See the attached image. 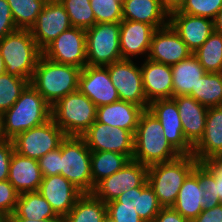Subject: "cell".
<instances>
[{"instance_id": "1f68e13d", "label": "cell", "mask_w": 222, "mask_h": 222, "mask_svg": "<svg viewBox=\"0 0 222 222\" xmlns=\"http://www.w3.org/2000/svg\"><path fill=\"white\" fill-rule=\"evenodd\" d=\"M192 173L198 178L203 194V210L222 203V175H215L203 162L197 163Z\"/></svg>"}, {"instance_id": "ba28073f", "label": "cell", "mask_w": 222, "mask_h": 222, "mask_svg": "<svg viewBox=\"0 0 222 222\" xmlns=\"http://www.w3.org/2000/svg\"><path fill=\"white\" fill-rule=\"evenodd\" d=\"M120 22L96 23L86 29L88 66H107L122 59L120 52Z\"/></svg>"}, {"instance_id": "4fadbf2b", "label": "cell", "mask_w": 222, "mask_h": 222, "mask_svg": "<svg viewBox=\"0 0 222 222\" xmlns=\"http://www.w3.org/2000/svg\"><path fill=\"white\" fill-rule=\"evenodd\" d=\"M82 137L90 151L118 152L133 158L134 134L128 130L95 121Z\"/></svg>"}, {"instance_id": "8992f818", "label": "cell", "mask_w": 222, "mask_h": 222, "mask_svg": "<svg viewBox=\"0 0 222 222\" xmlns=\"http://www.w3.org/2000/svg\"><path fill=\"white\" fill-rule=\"evenodd\" d=\"M96 105L79 90L51 107V117L66 136H82L96 121Z\"/></svg>"}, {"instance_id": "83f0119b", "label": "cell", "mask_w": 222, "mask_h": 222, "mask_svg": "<svg viewBox=\"0 0 222 222\" xmlns=\"http://www.w3.org/2000/svg\"><path fill=\"white\" fill-rule=\"evenodd\" d=\"M203 194L198 178L191 172L184 180L172 207L191 222L203 211Z\"/></svg>"}, {"instance_id": "836d02e7", "label": "cell", "mask_w": 222, "mask_h": 222, "mask_svg": "<svg viewBox=\"0 0 222 222\" xmlns=\"http://www.w3.org/2000/svg\"><path fill=\"white\" fill-rule=\"evenodd\" d=\"M193 55L198 59L206 72H222V34L213 32Z\"/></svg>"}, {"instance_id": "f35d334b", "label": "cell", "mask_w": 222, "mask_h": 222, "mask_svg": "<svg viewBox=\"0 0 222 222\" xmlns=\"http://www.w3.org/2000/svg\"><path fill=\"white\" fill-rule=\"evenodd\" d=\"M96 23H117L123 20L122 0H90Z\"/></svg>"}, {"instance_id": "ffe728a7", "label": "cell", "mask_w": 222, "mask_h": 222, "mask_svg": "<svg viewBox=\"0 0 222 222\" xmlns=\"http://www.w3.org/2000/svg\"><path fill=\"white\" fill-rule=\"evenodd\" d=\"M143 90L150 103L173 98L172 69L170 65L146 59L141 65Z\"/></svg>"}, {"instance_id": "4316f807", "label": "cell", "mask_w": 222, "mask_h": 222, "mask_svg": "<svg viewBox=\"0 0 222 222\" xmlns=\"http://www.w3.org/2000/svg\"><path fill=\"white\" fill-rule=\"evenodd\" d=\"M173 97L190 95L199 79L206 73L198 59L192 54L189 58L171 66Z\"/></svg>"}, {"instance_id": "484cf974", "label": "cell", "mask_w": 222, "mask_h": 222, "mask_svg": "<svg viewBox=\"0 0 222 222\" xmlns=\"http://www.w3.org/2000/svg\"><path fill=\"white\" fill-rule=\"evenodd\" d=\"M42 180L43 175L38 160L22 156L14 151L9 164L8 181L15 190L19 194L38 191Z\"/></svg>"}, {"instance_id": "d6a6232c", "label": "cell", "mask_w": 222, "mask_h": 222, "mask_svg": "<svg viewBox=\"0 0 222 222\" xmlns=\"http://www.w3.org/2000/svg\"><path fill=\"white\" fill-rule=\"evenodd\" d=\"M190 97L206 107L222 105V72H206L200 79Z\"/></svg>"}, {"instance_id": "f1b7e54d", "label": "cell", "mask_w": 222, "mask_h": 222, "mask_svg": "<svg viewBox=\"0 0 222 222\" xmlns=\"http://www.w3.org/2000/svg\"><path fill=\"white\" fill-rule=\"evenodd\" d=\"M59 217L38 191L19 194L15 212L9 218H24L40 221Z\"/></svg>"}, {"instance_id": "603a6c76", "label": "cell", "mask_w": 222, "mask_h": 222, "mask_svg": "<svg viewBox=\"0 0 222 222\" xmlns=\"http://www.w3.org/2000/svg\"><path fill=\"white\" fill-rule=\"evenodd\" d=\"M222 154V105L208 107L206 125L202 138L193 147L198 163Z\"/></svg>"}, {"instance_id": "f5cc1de1", "label": "cell", "mask_w": 222, "mask_h": 222, "mask_svg": "<svg viewBox=\"0 0 222 222\" xmlns=\"http://www.w3.org/2000/svg\"><path fill=\"white\" fill-rule=\"evenodd\" d=\"M184 0H164V4L169 10L178 8Z\"/></svg>"}, {"instance_id": "9a60e30c", "label": "cell", "mask_w": 222, "mask_h": 222, "mask_svg": "<svg viewBox=\"0 0 222 222\" xmlns=\"http://www.w3.org/2000/svg\"><path fill=\"white\" fill-rule=\"evenodd\" d=\"M147 109L160 121L170 145L180 155H192L193 147L185 139L176 102L172 98L158 99L150 102Z\"/></svg>"}, {"instance_id": "681fc988", "label": "cell", "mask_w": 222, "mask_h": 222, "mask_svg": "<svg viewBox=\"0 0 222 222\" xmlns=\"http://www.w3.org/2000/svg\"><path fill=\"white\" fill-rule=\"evenodd\" d=\"M215 175H222V154L203 162Z\"/></svg>"}, {"instance_id": "d6986e66", "label": "cell", "mask_w": 222, "mask_h": 222, "mask_svg": "<svg viewBox=\"0 0 222 222\" xmlns=\"http://www.w3.org/2000/svg\"><path fill=\"white\" fill-rule=\"evenodd\" d=\"M38 192L58 216L65 217L83 194L61 174L43 177Z\"/></svg>"}, {"instance_id": "9c48e42d", "label": "cell", "mask_w": 222, "mask_h": 222, "mask_svg": "<svg viewBox=\"0 0 222 222\" xmlns=\"http://www.w3.org/2000/svg\"><path fill=\"white\" fill-rule=\"evenodd\" d=\"M65 133L51 118L46 123L18 134L12 139L14 151L18 154L39 160L45 154L60 147Z\"/></svg>"}, {"instance_id": "d4e9b609", "label": "cell", "mask_w": 222, "mask_h": 222, "mask_svg": "<svg viewBox=\"0 0 222 222\" xmlns=\"http://www.w3.org/2000/svg\"><path fill=\"white\" fill-rule=\"evenodd\" d=\"M145 109L127 101H117L97 107L96 122L119 127L135 134L141 114Z\"/></svg>"}, {"instance_id": "b9f144b4", "label": "cell", "mask_w": 222, "mask_h": 222, "mask_svg": "<svg viewBox=\"0 0 222 222\" xmlns=\"http://www.w3.org/2000/svg\"><path fill=\"white\" fill-rule=\"evenodd\" d=\"M19 193L8 181H0V212L9 217L15 212Z\"/></svg>"}, {"instance_id": "f6af8a7d", "label": "cell", "mask_w": 222, "mask_h": 222, "mask_svg": "<svg viewBox=\"0 0 222 222\" xmlns=\"http://www.w3.org/2000/svg\"><path fill=\"white\" fill-rule=\"evenodd\" d=\"M14 152L12 140H5L0 143V181L8 180L9 164Z\"/></svg>"}, {"instance_id": "277c9868", "label": "cell", "mask_w": 222, "mask_h": 222, "mask_svg": "<svg viewBox=\"0 0 222 222\" xmlns=\"http://www.w3.org/2000/svg\"><path fill=\"white\" fill-rule=\"evenodd\" d=\"M197 163L193 155H180L174 160L148 167L147 182L162 207L175 204L184 180Z\"/></svg>"}, {"instance_id": "74e56055", "label": "cell", "mask_w": 222, "mask_h": 222, "mask_svg": "<svg viewBox=\"0 0 222 222\" xmlns=\"http://www.w3.org/2000/svg\"><path fill=\"white\" fill-rule=\"evenodd\" d=\"M135 209L143 222H152L162 209L157 196L148 183L141 187V193H137Z\"/></svg>"}, {"instance_id": "816d5d0a", "label": "cell", "mask_w": 222, "mask_h": 222, "mask_svg": "<svg viewBox=\"0 0 222 222\" xmlns=\"http://www.w3.org/2000/svg\"><path fill=\"white\" fill-rule=\"evenodd\" d=\"M214 31L222 34V8L218 11L213 19Z\"/></svg>"}, {"instance_id": "c3c4849f", "label": "cell", "mask_w": 222, "mask_h": 222, "mask_svg": "<svg viewBox=\"0 0 222 222\" xmlns=\"http://www.w3.org/2000/svg\"><path fill=\"white\" fill-rule=\"evenodd\" d=\"M137 193H141V187L132 188L127 192H123L116 201L136 208Z\"/></svg>"}, {"instance_id": "5bb4252c", "label": "cell", "mask_w": 222, "mask_h": 222, "mask_svg": "<svg viewBox=\"0 0 222 222\" xmlns=\"http://www.w3.org/2000/svg\"><path fill=\"white\" fill-rule=\"evenodd\" d=\"M71 27L68 14L60 1L48 0L30 31L38 48L43 51L58 35Z\"/></svg>"}, {"instance_id": "7bdbcfd3", "label": "cell", "mask_w": 222, "mask_h": 222, "mask_svg": "<svg viewBox=\"0 0 222 222\" xmlns=\"http://www.w3.org/2000/svg\"><path fill=\"white\" fill-rule=\"evenodd\" d=\"M43 177L61 174V144L38 160Z\"/></svg>"}, {"instance_id": "e575fe53", "label": "cell", "mask_w": 222, "mask_h": 222, "mask_svg": "<svg viewBox=\"0 0 222 222\" xmlns=\"http://www.w3.org/2000/svg\"><path fill=\"white\" fill-rule=\"evenodd\" d=\"M48 0H7L17 29L30 30Z\"/></svg>"}, {"instance_id": "ac0fdd59", "label": "cell", "mask_w": 222, "mask_h": 222, "mask_svg": "<svg viewBox=\"0 0 222 222\" xmlns=\"http://www.w3.org/2000/svg\"><path fill=\"white\" fill-rule=\"evenodd\" d=\"M168 23L178 33L192 53L200 48L214 32L212 19L184 14L177 8L170 10Z\"/></svg>"}, {"instance_id": "f907efd6", "label": "cell", "mask_w": 222, "mask_h": 222, "mask_svg": "<svg viewBox=\"0 0 222 222\" xmlns=\"http://www.w3.org/2000/svg\"><path fill=\"white\" fill-rule=\"evenodd\" d=\"M9 222H64V217L62 216L52 217V218L44 219L40 221L29 220V219H24V218H9Z\"/></svg>"}, {"instance_id": "f546056e", "label": "cell", "mask_w": 222, "mask_h": 222, "mask_svg": "<svg viewBox=\"0 0 222 222\" xmlns=\"http://www.w3.org/2000/svg\"><path fill=\"white\" fill-rule=\"evenodd\" d=\"M106 217V203L92 193H83L64 217V222H103Z\"/></svg>"}, {"instance_id": "cb8c5ba5", "label": "cell", "mask_w": 222, "mask_h": 222, "mask_svg": "<svg viewBox=\"0 0 222 222\" xmlns=\"http://www.w3.org/2000/svg\"><path fill=\"white\" fill-rule=\"evenodd\" d=\"M123 19L143 22L156 29L169 22L170 10L164 0H122Z\"/></svg>"}, {"instance_id": "11a10c76", "label": "cell", "mask_w": 222, "mask_h": 222, "mask_svg": "<svg viewBox=\"0 0 222 222\" xmlns=\"http://www.w3.org/2000/svg\"><path fill=\"white\" fill-rule=\"evenodd\" d=\"M4 73H5V64H4V59L0 53V75H2Z\"/></svg>"}, {"instance_id": "ee69618b", "label": "cell", "mask_w": 222, "mask_h": 222, "mask_svg": "<svg viewBox=\"0 0 222 222\" xmlns=\"http://www.w3.org/2000/svg\"><path fill=\"white\" fill-rule=\"evenodd\" d=\"M17 29L7 0H0V40Z\"/></svg>"}, {"instance_id": "7c38bea8", "label": "cell", "mask_w": 222, "mask_h": 222, "mask_svg": "<svg viewBox=\"0 0 222 222\" xmlns=\"http://www.w3.org/2000/svg\"><path fill=\"white\" fill-rule=\"evenodd\" d=\"M106 67L120 100L134 103L146 110L149 103L143 90L141 68L128 59H121Z\"/></svg>"}, {"instance_id": "e0dca14e", "label": "cell", "mask_w": 222, "mask_h": 222, "mask_svg": "<svg viewBox=\"0 0 222 222\" xmlns=\"http://www.w3.org/2000/svg\"><path fill=\"white\" fill-rule=\"evenodd\" d=\"M78 90L86 95L96 107L120 100L106 66L86 65L82 69L79 77Z\"/></svg>"}, {"instance_id": "db71d44e", "label": "cell", "mask_w": 222, "mask_h": 222, "mask_svg": "<svg viewBox=\"0 0 222 222\" xmlns=\"http://www.w3.org/2000/svg\"><path fill=\"white\" fill-rule=\"evenodd\" d=\"M8 140L4 133L3 113L0 112V143Z\"/></svg>"}, {"instance_id": "8fae6325", "label": "cell", "mask_w": 222, "mask_h": 222, "mask_svg": "<svg viewBox=\"0 0 222 222\" xmlns=\"http://www.w3.org/2000/svg\"><path fill=\"white\" fill-rule=\"evenodd\" d=\"M147 174L146 165L130 160L122 169L99 181L94 186L92 194L104 203H108L116 200L123 192L144 186L148 183Z\"/></svg>"}, {"instance_id": "52a82bcc", "label": "cell", "mask_w": 222, "mask_h": 222, "mask_svg": "<svg viewBox=\"0 0 222 222\" xmlns=\"http://www.w3.org/2000/svg\"><path fill=\"white\" fill-rule=\"evenodd\" d=\"M91 151L82 136H66L61 142V175L82 193H92Z\"/></svg>"}, {"instance_id": "8d00e7d4", "label": "cell", "mask_w": 222, "mask_h": 222, "mask_svg": "<svg viewBox=\"0 0 222 222\" xmlns=\"http://www.w3.org/2000/svg\"><path fill=\"white\" fill-rule=\"evenodd\" d=\"M68 14L72 27L88 29L96 24L90 0H59Z\"/></svg>"}, {"instance_id": "44dd1931", "label": "cell", "mask_w": 222, "mask_h": 222, "mask_svg": "<svg viewBox=\"0 0 222 222\" xmlns=\"http://www.w3.org/2000/svg\"><path fill=\"white\" fill-rule=\"evenodd\" d=\"M156 28L132 20L120 22V52L122 59L131 60V56L149 53L151 40Z\"/></svg>"}, {"instance_id": "7dc6e473", "label": "cell", "mask_w": 222, "mask_h": 222, "mask_svg": "<svg viewBox=\"0 0 222 222\" xmlns=\"http://www.w3.org/2000/svg\"><path fill=\"white\" fill-rule=\"evenodd\" d=\"M191 222H222V203L211 209L203 210Z\"/></svg>"}, {"instance_id": "2e32d148", "label": "cell", "mask_w": 222, "mask_h": 222, "mask_svg": "<svg viewBox=\"0 0 222 222\" xmlns=\"http://www.w3.org/2000/svg\"><path fill=\"white\" fill-rule=\"evenodd\" d=\"M192 54V51L168 23L154 32L147 58L172 66L189 58Z\"/></svg>"}, {"instance_id": "7a4b0ae2", "label": "cell", "mask_w": 222, "mask_h": 222, "mask_svg": "<svg viewBox=\"0 0 222 222\" xmlns=\"http://www.w3.org/2000/svg\"><path fill=\"white\" fill-rule=\"evenodd\" d=\"M81 71L78 67L59 64L41 55L30 84L52 107L63 97L78 90Z\"/></svg>"}, {"instance_id": "7402d4cb", "label": "cell", "mask_w": 222, "mask_h": 222, "mask_svg": "<svg viewBox=\"0 0 222 222\" xmlns=\"http://www.w3.org/2000/svg\"><path fill=\"white\" fill-rule=\"evenodd\" d=\"M172 99L176 102L179 110L185 139L194 147L204 134L208 107L188 95Z\"/></svg>"}, {"instance_id": "5b68a950", "label": "cell", "mask_w": 222, "mask_h": 222, "mask_svg": "<svg viewBox=\"0 0 222 222\" xmlns=\"http://www.w3.org/2000/svg\"><path fill=\"white\" fill-rule=\"evenodd\" d=\"M5 73L31 81L42 51L30 30L18 29L0 40Z\"/></svg>"}, {"instance_id": "30bf717a", "label": "cell", "mask_w": 222, "mask_h": 222, "mask_svg": "<svg viewBox=\"0 0 222 222\" xmlns=\"http://www.w3.org/2000/svg\"><path fill=\"white\" fill-rule=\"evenodd\" d=\"M47 59L83 69L87 65L86 29L71 27L62 32L43 51Z\"/></svg>"}, {"instance_id": "6f0895ef", "label": "cell", "mask_w": 222, "mask_h": 222, "mask_svg": "<svg viewBox=\"0 0 222 222\" xmlns=\"http://www.w3.org/2000/svg\"><path fill=\"white\" fill-rule=\"evenodd\" d=\"M103 222H113V221L109 219L108 217H106Z\"/></svg>"}, {"instance_id": "4dcf8cb0", "label": "cell", "mask_w": 222, "mask_h": 222, "mask_svg": "<svg viewBox=\"0 0 222 222\" xmlns=\"http://www.w3.org/2000/svg\"><path fill=\"white\" fill-rule=\"evenodd\" d=\"M130 160L118 152L91 151L92 191L99 181L122 169Z\"/></svg>"}, {"instance_id": "bcb514c9", "label": "cell", "mask_w": 222, "mask_h": 222, "mask_svg": "<svg viewBox=\"0 0 222 222\" xmlns=\"http://www.w3.org/2000/svg\"><path fill=\"white\" fill-rule=\"evenodd\" d=\"M152 222H189L173 207H162Z\"/></svg>"}, {"instance_id": "3957f363", "label": "cell", "mask_w": 222, "mask_h": 222, "mask_svg": "<svg viewBox=\"0 0 222 222\" xmlns=\"http://www.w3.org/2000/svg\"><path fill=\"white\" fill-rule=\"evenodd\" d=\"M51 106L29 83L13 106L3 113L4 133L12 140L18 134L50 120Z\"/></svg>"}, {"instance_id": "9f6ffc18", "label": "cell", "mask_w": 222, "mask_h": 222, "mask_svg": "<svg viewBox=\"0 0 222 222\" xmlns=\"http://www.w3.org/2000/svg\"><path fill=\"white\" fill-rule=\"evenodd\" d=\"M0 222H9V217L0 212Z\"/></svg>"}, {"instance_id": "ab89813d", "label": "cell", "mask_w": 222, "mask_h": 222, "mask_svg": "<svg viewBox=\"0 0 222 222\" xmlns=\"http://www.w3.org/2000/svg\"><path fill=\"white\" fill-rule=\"evenodd\" d=\"M222 0H184L177 8L181 13L214 19Z\"/></svg>"}, {"instance_id": "6da1fadb", "label": "cell", "mask_w": 222, "mask_h": 222, "mask_svg": "<svg viewBox=\"0 0 222 222\" xmlns=\"http://www.w3.org/2000/svg\"><path fill=\"white\" fill-rule=\"evenodd\" d=\"M179 156L180 154L166 139L160 121L146 109L141 114L134 134L132 160L149 167L174 160Z\"/></svg>"}, {"instance_id": "d590c367", "label": "cell", "mask_w": 222, "mask_h": 222, "mask_svg": "<svg viewBox=\"0 0 222 222\" xmlns=\"http://www.w3.org/2000/svg\"><path fill=\"white\" fill-rule=\"evenodd\" d=\"M30 81L8 73L0 75V112L9 110Z\"/></svg>"}, {"instance_id": "60d3db41", "label": "cell", "mask_w": 222, "mask_h": 222, "mask_svg": "<svg viewBox=\"0 0 222 222\" xmlns=\"http://www.w3.org/2000/svg\"><path fill=\"white\" fill-rule=\"evenodd\" d=\"M106 207L107 217L113 222H143L132 206L113 200L106 203Z\"/></svg>"}]
</instances>
